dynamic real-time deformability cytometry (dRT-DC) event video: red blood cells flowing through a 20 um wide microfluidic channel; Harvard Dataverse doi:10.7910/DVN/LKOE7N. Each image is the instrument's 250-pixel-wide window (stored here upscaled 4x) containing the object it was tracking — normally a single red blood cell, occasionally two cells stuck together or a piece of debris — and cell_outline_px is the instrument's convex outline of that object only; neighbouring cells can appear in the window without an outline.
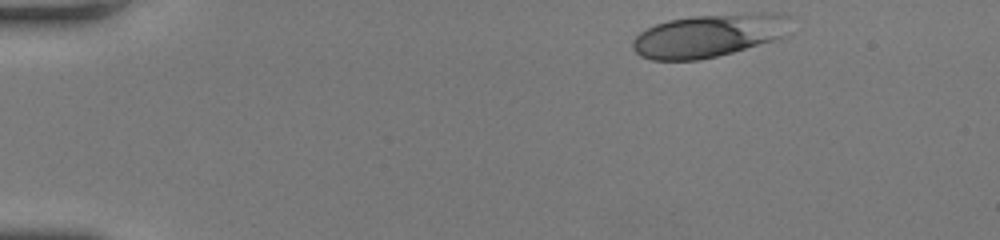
{"species": "human", "species_latin": "Homo sapiens", "temperature_condition": "room temperature", "stored_images_in_passage": 38, "camera_frame_rate_fps": 3000, "um_per_image_px": 0.085, "donor": {"sex": "female"}, "frame": {"image": 1, "passage_image": 1, "time_ms": 0.0, "image_size_px": [1000, 240], "cell_outline_px": [[796, 16], [792, 32], [788, 36], [776, 40], [732, 52], [716, 56], [696, 60], [652, 60], [640, 56], [632, 48], [632, 40], [640, 32], [656, 24], [668, 20], [692, 16], [760, 12], [780, 12]], "centroid_in_image_um": [60.43, 2.99], "position_along_channel_um": 24.6, "area_um2": 40.75}}
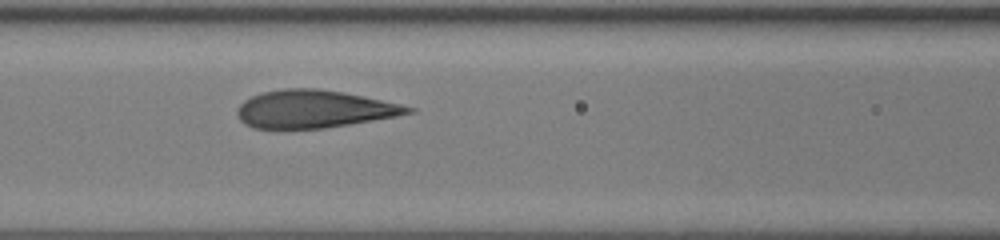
{"frame": {"image": 2, "passage_image": 16, "time_ms": 5.0, "image_size_px": [1000, 240], "cell_outline_px": [[416, 112], [396, 116], [324, 128], [284, 132], [252, 128], [244, 124], [240, 120], [236, 112], [236, 108], [244, 100], [252, 96], [264, 92], [284, 88], [316, 88], [344, 92], [364, 96], [400, 104], [416, 108]], "centroid_in_image_um": [26.61, 9.31], "position_along_channel_um": 140.0, "area_um2": 38.49}}
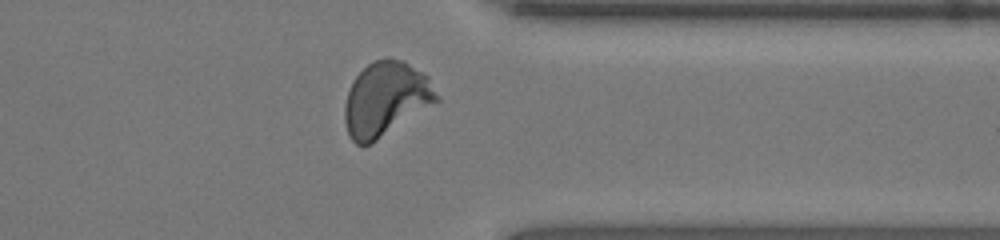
{"frame": {"image": 3, "passage_image": 33, "time_ms": 10.667, "image_size_px": [1000, 240], "cell_outline_px": [[440, 100], [376, 140], [368, 144], [356, 144], [352, 140], [348, 132], [344, 120], [344, 104], [348, 92], [356, 76], [368, 64], [376, 60], [388, 56], [404, 60], [428, 76], [440, 96]], "centroid_in_image_um": [32.81, 8.38], "position_along_channel_um": 378.6, "area_um2": 39.54}, "authors_computed_cell_mechanics": {"area_um2": 37.7145, "velocity_mm_per_s": 4.2681, "shape_relaxation_time_tau1_ms": 3.4525, "shape_relaxation_time_tau2_ms": null, "deformation_change_tau1": 0.1804, "deformation_change_tau2": null}}